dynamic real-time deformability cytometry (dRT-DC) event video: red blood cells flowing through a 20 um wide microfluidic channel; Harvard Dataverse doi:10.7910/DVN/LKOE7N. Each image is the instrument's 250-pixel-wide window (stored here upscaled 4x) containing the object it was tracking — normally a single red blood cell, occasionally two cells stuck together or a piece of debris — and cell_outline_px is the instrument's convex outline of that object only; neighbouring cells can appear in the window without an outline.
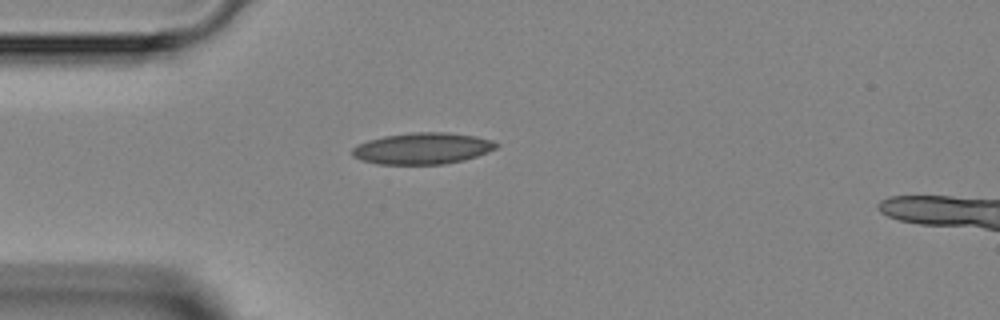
{"species": "Egyptian fruit bat (a non-hibernating species)", "species_latin": "Rousettus aegyptiacus", "temperature_condition": "room temperature", "stored_images_in_passage": 2, "camera_frame_rate_fps": 3000, "um_per_image_px": 0.085, "animal": {"sex": "female"}, "frame": {"image": 1, "passage_image": 1, "time_ms": 0.0, "image_size_px": [1000, 320], "cell_outline_px": [[500, 144], [496, 148], [488, 152], [464, 160], [444, 164], [376, 164], [360, 160], [352, 156], [352, 148], [356, 144], [368, 140], [384, 136], [408, 132], [448, 132], [476, 136], [492, 140]], "centroid_in_image_um": [35.89, 12.61], "position_along_channel_um": 49.1, "area_um2": 26.65}}